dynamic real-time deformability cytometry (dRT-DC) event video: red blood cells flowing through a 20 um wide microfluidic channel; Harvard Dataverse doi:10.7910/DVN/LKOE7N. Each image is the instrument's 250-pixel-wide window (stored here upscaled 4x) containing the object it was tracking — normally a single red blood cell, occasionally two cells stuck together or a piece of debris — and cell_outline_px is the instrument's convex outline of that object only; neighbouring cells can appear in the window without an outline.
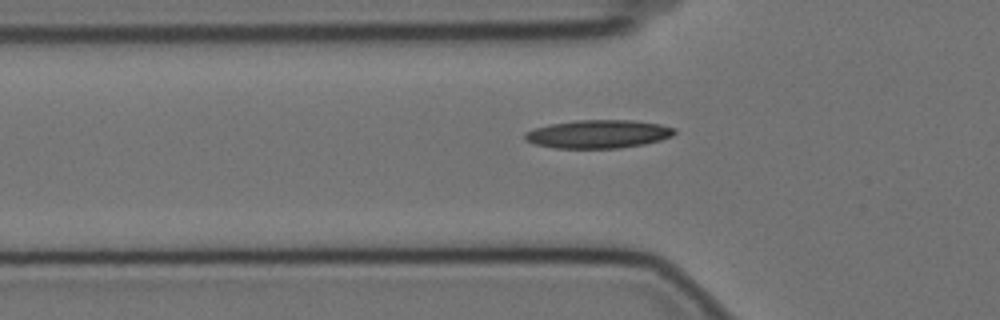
{"species": "Egyptian fruit bat (a non-hibernating species)", "species_latin": "Rousettus aegyptiacus", "temperature_condition": "cold", "stored_images_in_passage": 39, "camera_frame_rate_fps": 3000, "um_per_image_px": 0.085, "animal": {"sex": "female"}, "frame": {"image": 1, "passage_image": 6, "time_ms": 1.667, "image_size_px": [1000, 320], "cell_outline_px": [[676, 132], [672, 136], [660, 140], [644, 144], [620, 148], [556, 148], [536, 144], [524, 140], [524, 132], [532, 128], [548, 124], [576, 120], [632, 120], [660, 124], [676, 128]], "centroid_in_image_um": [50.83, 11.39], "position_along_channel_um": 75.0, "area_um2": 24.85}}
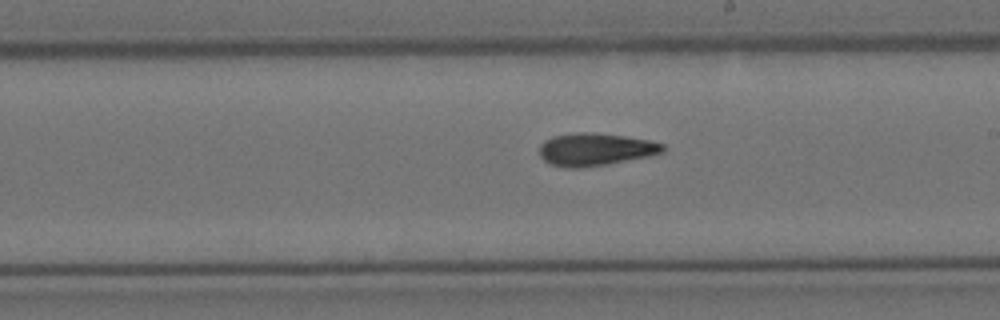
{"frame": {"image": 2, "passage_image": 20, "time_ms": 6.333, "image_size_px": [1000, 320], "cell_outline_px": [[664, 152], [648, 156], [608, 164], [580, 168], [568, 168], [548, 164], [540, 156], [540, 144], [544, 140], [552, 136], [580, 132], [592, 132], [624, 136], [648, 140], [664, 144]], "centroid_in_image_um": [50.57, 12.7], "position_along_channel_um": 238.4, "area_um2": 23.47}}
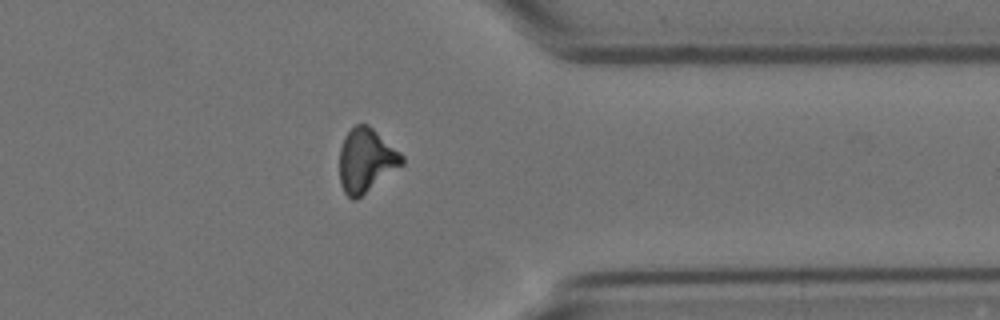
{"frame": {"image": 3, "passage_image": 33, "time_ms": 10.667, "image_size_px": [1000, 320], "cell_outline_px": [[404, 164], [356, 200], [352, 200], [344, 192], [340, 184], [340, 148], [344, 136], [356, 124], [368, 124], [400, 152], [404, 156]], "centroid_in_image_um": [31.12, 13.64], "position_along_channel_um": 380.3, "area_um2": 23.18}, "authors_computed_cell_mechanics": {"area_um2": 22.7732, "velocity_mm_per_s": 3.4769, "shape_relaxation_time_tau1_ms": 10.8814, "shape_relaxation_time_tau2_ms": 6.7705, "deformation_change_tau1": 0.2315, "deformation_change_tau2": 0.1664}}